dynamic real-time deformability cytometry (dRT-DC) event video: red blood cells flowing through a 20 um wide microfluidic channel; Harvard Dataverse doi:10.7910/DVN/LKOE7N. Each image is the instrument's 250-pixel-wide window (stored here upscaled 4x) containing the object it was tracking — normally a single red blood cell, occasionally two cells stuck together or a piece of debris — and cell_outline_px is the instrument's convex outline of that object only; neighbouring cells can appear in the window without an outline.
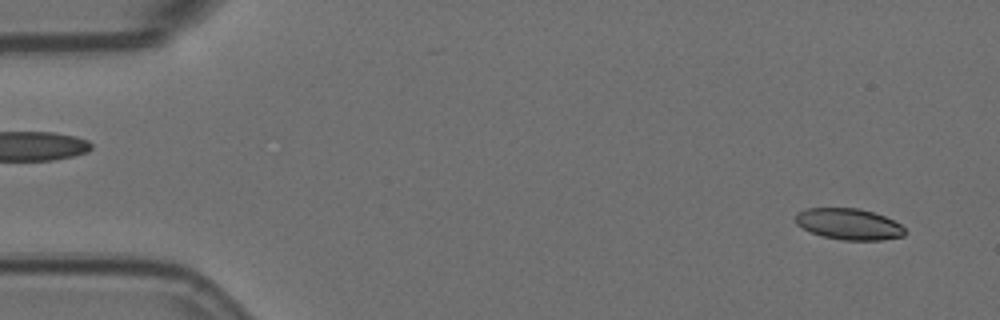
{"species": "Egyptian fruit bat (a non-hibernating species)", "species_latin": "Rousettus aegyptiacus", "temperature_condition": "room temperature", "stored_images_in_passage": 56, "camera_frame_rate_fps": 3000, "um_per_image_px": 0.085, "animal": {"sex": "female"}, "frame": {"image": 1, "passage_image": 3, "time_ms": 0.667, "image_size_px": [1000, 320], "cell_outline_px": [[908, 232], [904, 236], [880, 240], [844, 240], [824, 236], [812, 232], [796, 224], [796, 212], [804, 208], [860, 208], [884, 216], [900, 224]], "centroid_in_image_um": [72.16, 19.04], "position_along_channel_um": 12.8, "area_um2": 19.83}}
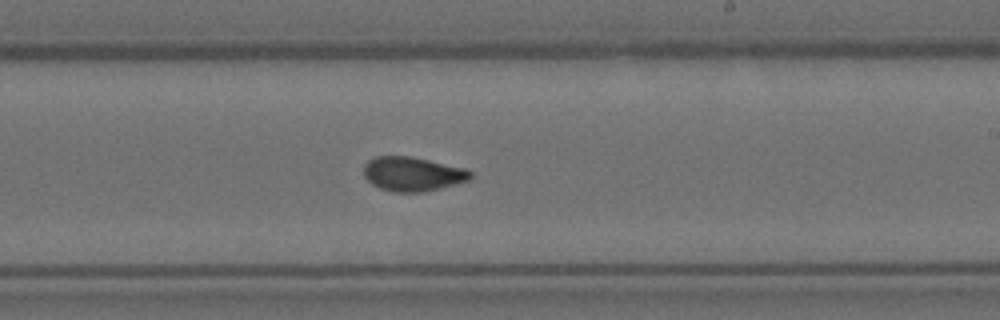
{"frame": {"image": 2, "passage_image": 33, "time_ms": 10.667, "image_size_px": [1000, 320], "cell_outline_px": [[472, 176], [468, 180], [424, 192], [392, 192], [380, 188], [372, 184], [364, 176], [364, 164], [368, 160], [376, 156], [412, 156], [464, 168], [472, 172]], "centroid_in_image_um": [35.03, 14.78], "position_along_channel_um": 254.0, "area_um2": 21.21}}
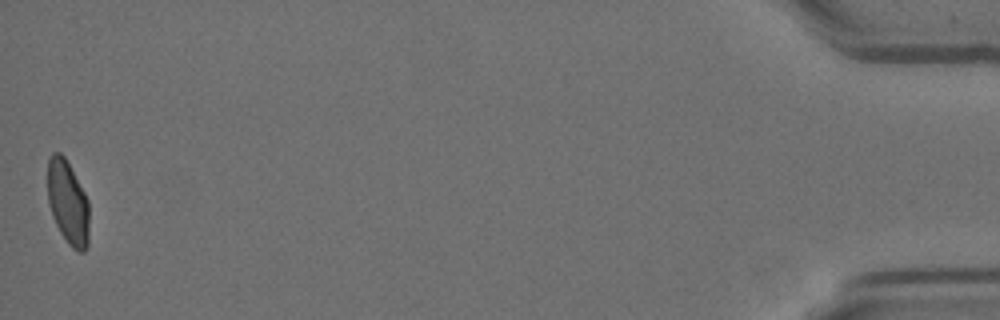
{"frame": {"image": 3, "passage_image": 56, "time_ms": 18.333, "image_size_px": [1000, 320], "cell_outline_px": [[88, 248], [84, 252], [80, 252], [72, 248], [68, 244], [60, 232], [52, 216], [48, 204], [48, 156], [52, 152], [60, 152], [64, 156], [84, 192], [88, 200]], "centroid_in_image_um": [5.76, 17.23], "position_along_channel_um": 429.4, "area_um2": 20.35}, "authors_computed_cell_mechanics": {"area_um2": 20.9525, "velocity_mm_per_s": 3.5669, "shape_relaxation_time_tau1_ms": 11.3707, "shape_relaxation_time_tau2_ms": 1.6431, "deformation_change_tau1": 0.226, "deformation_change_tau2": 0.0682}}